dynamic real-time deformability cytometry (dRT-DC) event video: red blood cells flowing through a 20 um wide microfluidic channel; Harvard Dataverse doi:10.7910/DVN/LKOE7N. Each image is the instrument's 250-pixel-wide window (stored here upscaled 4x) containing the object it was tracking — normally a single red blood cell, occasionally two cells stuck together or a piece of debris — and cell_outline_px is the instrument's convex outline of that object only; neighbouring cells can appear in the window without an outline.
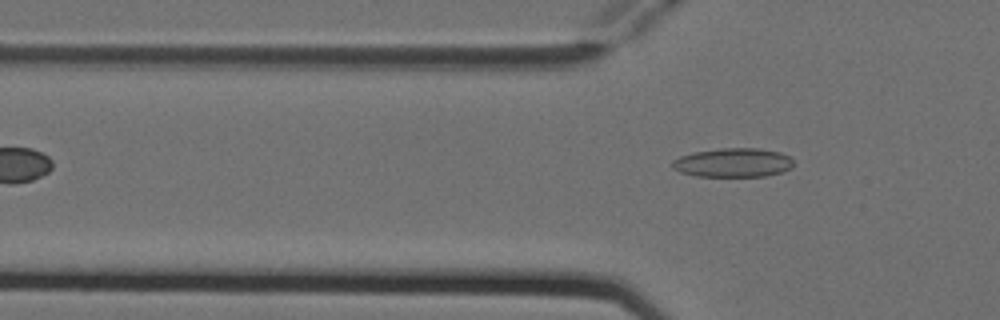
{"species": "Egyptian fruit bat (a non-hibernating species)", "species_latin": "Rousettus aegyptiacus", "temperature_condition": "cold", "stored_images_in_passage": 5, "camera_frame_rate_fps": 3000, "um_per_image_px": 0.085, "animal": {"sex": "female"}, "frame": {"image": 1, "passage_image": 5, "time_ms": 1.333, "image_size_px": [1000, 320], "cell_outline_px": [[792, 168], [780, 172], [764, 176], [696, 176], [680, 172], [672, 168], [672, 160], [680, 156], [692, 152], [720, 148], [760, 148], [780, 152], [792, 156]], "centroid_in_image_um": [62.31, 13.81], "position_along_channel_um": 63.5, "area_um2": 20.63}}